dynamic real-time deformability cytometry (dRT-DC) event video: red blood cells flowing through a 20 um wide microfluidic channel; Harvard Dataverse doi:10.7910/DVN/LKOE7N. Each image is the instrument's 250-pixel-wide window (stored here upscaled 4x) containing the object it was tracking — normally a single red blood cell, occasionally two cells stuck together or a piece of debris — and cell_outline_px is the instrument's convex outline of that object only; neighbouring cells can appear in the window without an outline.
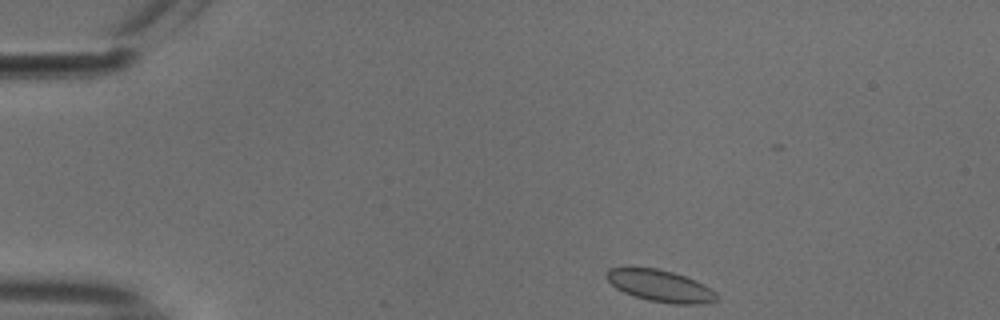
{"species": "common noctule bat (a hibernating species)", "species_latin": "Nyctalus noctula", "temperature_condition": "cold", "stored_images_in_passage": 47, "camera_frame_rate_fps": 3000, "um_per_image_px": 0.085, "animal": {"sex": "male", "body_mass_g": 18.8}, "frame": {"image": 1, "passage_image": 1, "time_ms": 0.0, "image_size_px": [1000, 320], "cell_outline_px": [[720, 300], [700, 304], [676, 304], [648, 300], [624, 292], [616, 288], [604, 276], [604, 272], [608, 268], [656, 268], [672, 272], [696, 280], [704, 284], [716, 292]], "centroid_in_image_um": [56.14, 24.3], "position_along_channel_um": 28.9, "area_um2": 20.35}}
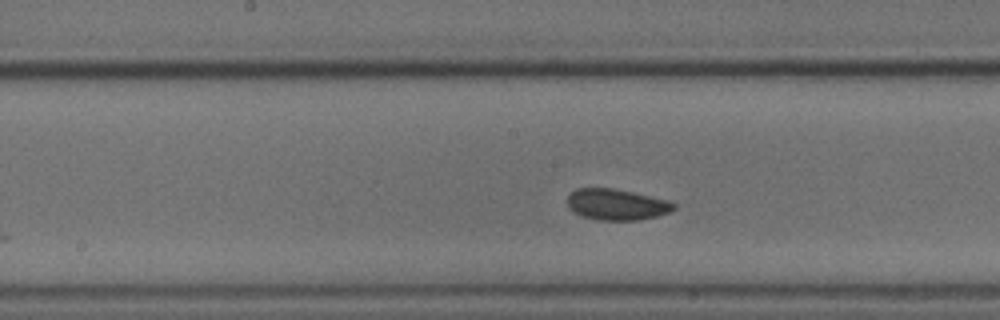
{"frame": {"image": 2, "passage_image": 20, "time_ms": 6.333, "image_size_px": [1000, 320], "cell_outline_px": [[676, 208], [668, 212], [656, 216], [636, 220], [596, 220], [580, 216], [568, 208], [568, 196], [576, 188], [612, 188], [632, 192], [664, 200], [676, 204]], "centroid_in_image_um": [52.35, 17.39], "position_along_channel_um": 195.8, "area_um2": 19.07}}
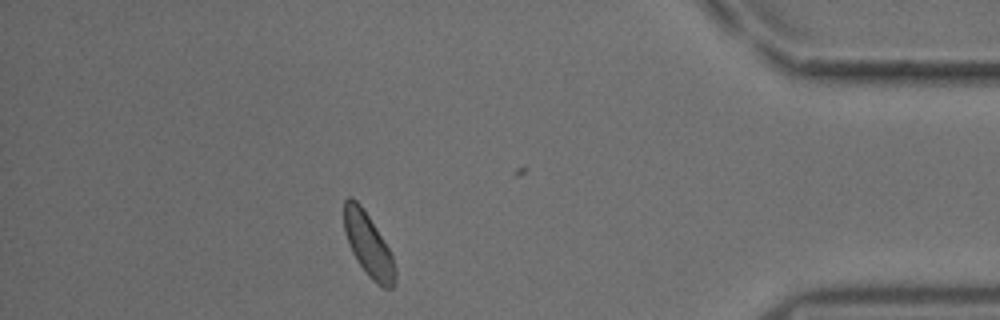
{"frame": {"image": 3, "passage_image": 40, "time_ms": 13.0, "image_size_px": [1000, 320], "cell_outline_px": [[396, 280], [392, 288], [384, 288], [376, 284], [368, 276], [356, 260], [352, 252], [344, 232], [344, 200], [348, 196], [352, 196], [360, 204], [368, 216], [388, 248], [392, 256], [396, 268]], "centroid_in_image_um": [31.3, 20.83], "position_along_channel_um": 403.9, "area_um2": 18.73}, "authors_computed_cell_mechanics": {"area_um2": 19.1318, "velocity_mm_per_s": 3.7017, "shape_relaxation_time_tau1_ms": 0.8002, "shape_relaxation_time_tau2_ms": null, "deformation_change_tau1": 0.03, "deformation_change_tau2": null}}